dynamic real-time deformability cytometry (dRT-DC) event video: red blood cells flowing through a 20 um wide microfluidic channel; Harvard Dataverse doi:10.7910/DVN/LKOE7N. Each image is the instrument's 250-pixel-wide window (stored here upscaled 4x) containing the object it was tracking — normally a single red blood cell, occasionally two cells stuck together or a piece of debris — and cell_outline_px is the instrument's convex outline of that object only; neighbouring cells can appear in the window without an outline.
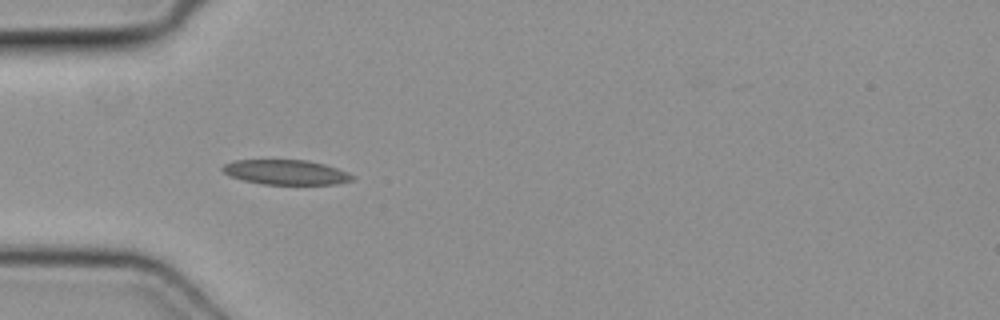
{"species": "common noctule bat (a hibernating species)", "species_latin": "Nyctalus noctula", "temperature_condition": "cold", "stored_images_in_passage": 35, "camera_frame_rate_fps": 3000, "um_per_image_px": 0.085, "animal": {"sex": "female", "body_mass_g": 19.3, "forearm_length_mm": 54.1}, "frame": {"image": 1, "passage_image": 1, "time_ms": 0.0, "image_size_px": [1000, 320], "cell_outline_px": [[356, 176], [352, 180], [336, 184], [260, 184], [228, 176], [220, 168], [224, 164], [232, 160], [308, 160], [324, 164], [348, 172]], "centroid_in_image_um": [24.28, 14.63], "position_along_channel_um": 60.7, "area_um2": 18.84}}
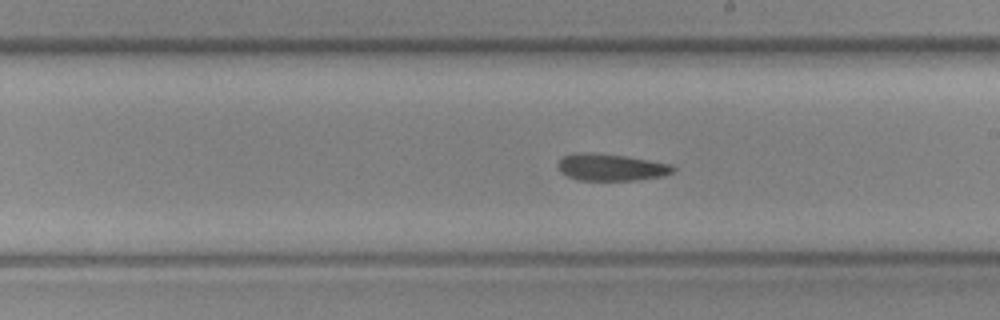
{"frame": {"image": 2, "passage_image": 14, "time_ms": 4.333, "image_size_px": [1000, 320], "cell_outline_px": [[676, 168], [672, 172], [664, 176], [636, 180], [576, 180], [564, 176], [560, 172], [556, 164], [564, 156], [576, 152], [588, 152], [624, 156], [672, 164]], "centroid_in_image_um": [51.9, 14.22], "position_along_channel_um": 237.1, "area_um2": 18.21}}
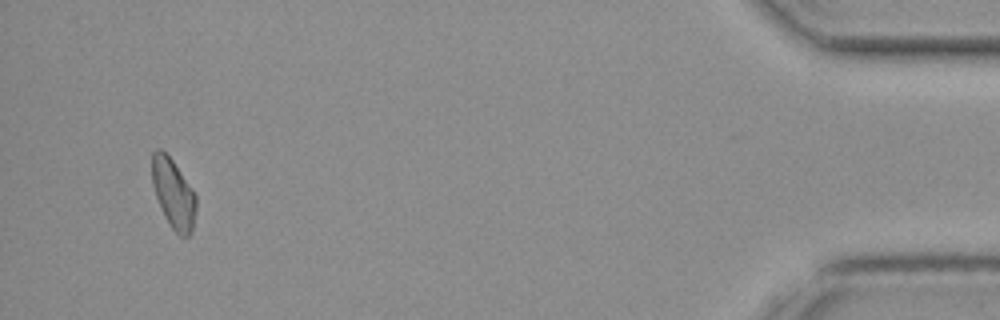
{"frame": {"image": 3, "passage_image": 33, "time_ms": 10.667, "image_size_px": [1000, 320], "cell_outline_px": [[196, 208], [192, 232], [188, 236], [180, 236], [172, 228], [164, 216], [156, 196], [152, 184], [152, 152], [156, 148], [160, 148], [172, 160], [192, 188], [196, 196]], "centroid_in_image_um": [14.73, 16.46], "position_along_channel_um": 420.5, "area_um2": 17.74}}